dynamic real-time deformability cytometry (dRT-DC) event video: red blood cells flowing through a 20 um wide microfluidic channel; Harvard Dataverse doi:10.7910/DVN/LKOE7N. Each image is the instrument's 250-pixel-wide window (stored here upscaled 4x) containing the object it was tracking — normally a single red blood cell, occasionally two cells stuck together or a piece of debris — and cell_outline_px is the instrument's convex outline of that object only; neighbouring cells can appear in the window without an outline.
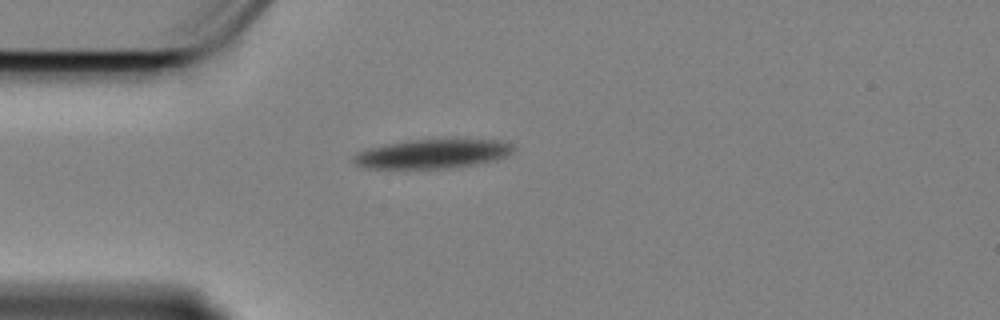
{"species": "Egyptian fruit bat (a non-hibernating species)", "species_latin": "Rousettus aegyptiacus", "temperature_condition": "cold", "stored_images_in_passage": 45, "camera_frame_rate_fps": 3000, "um_per_image_px": 0.085, "animal": {"sex": "female"}, "frame": {"image": 1, "passage_image": 1, "time_ms": 0.0, "image_size_px": [1000, 320], "cell_outline_px": [[512, 152], [508, 156], [496, 160], [476, 164], [448, 168], [364, 168], [356, 164], [352, 160], [352, 156], [356, 152], [364, 148], [384, 144], [408, 140], [500, 140], [512, 144]], "centroid_in_image_um": [36.7, 13.08], "position_along_channel_um": 48.3, "area_um2": 27.17}}
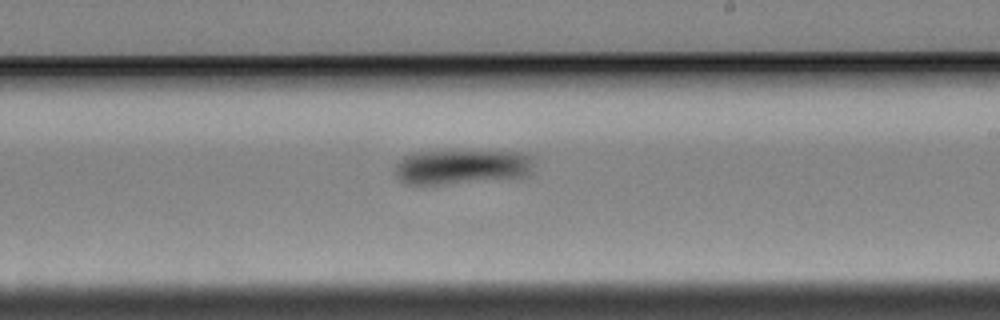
{"frame": {"image": 2, "passage_image": 20, "time_ms": 6.333, "image_size_px": [1000, 320], "cell_outline_px": [[532, 172], [528, 176], [424, 188], [404, 184], [396, 176], [396, 164], [404, 156], [412, 152], [520, 152], [532, 156]], "centroid_in_image_um": [39.18, 14.25], "position_along_channel_um": 249.8, "area_um2": 28.96}}
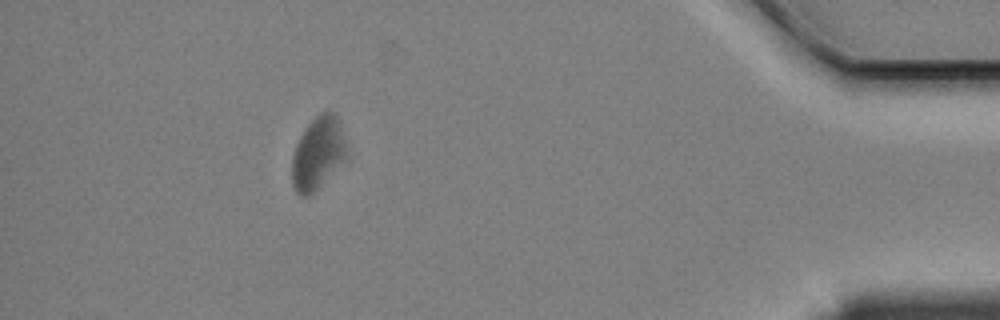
{"frame": {"image": 3, "passage_image": 39, "time_ms": 12.667, "image_size_px": [1000, 320], "cell_outline_px": [[348, 156], [308, 196], [300, 196], [296, 192], [292, 184], [292, 156], [296, 144], [304, 128], [320, 112], [332, 112], [336, 116], [340, 124]], "centroid_in_image_um": [26.99, 13.0], "position_along_channel_um": 408.2, "area_um2": 22.6}, "authors_computed_cell_mechanics": {"area_um2": 28.1486, "velocity_mm_per_s": 3.351, "shape_relaxation_time_tau1_ms": 2.6831, "shape_relaxation_time_tau2_ms": 6.3811, "deformation_change_tau1": 0.0928, "deformation_change_tau2": 0.1187}}